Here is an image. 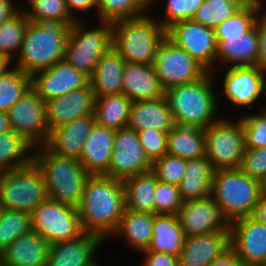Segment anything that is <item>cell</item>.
I'll list each match as a JSON object with an SVG mask.
<instances>
[{"label": "cell", "instance_id": "2e32d148", "mask_svg": "<svg viewBox=\"0 0 266 266\" xmlns=\"http://www.w3.org/2000/svg\"><path fill=\"white\" fill-rule=\"evenodd\" d=\"M90 77L75 69L65 59L31 75V88L43 101L65 95L89 85Z\"/></svg>", "mask_w": 266, "mask_h": 266}, {"label": "cell", "instance_id": "f1b7e54d", "mask_svg": "<svg viewBox=\"0 0 266 266\" xmlns=\"http://www.w3.org/2000/svg\"><path fill=\"white\" fill-rule=\"evenodd\" d=\"M215 169L207 156L186 160L184 178L178 185L183 201L201 199L212 194Z\"/></svg>", "mask_w": 266, "mask_h": 266}, {"label": "cell", "instance_id": "6f0895ef", "mask_svg": "<svg viewBox=\"0 0 266 266\" xmlns=\"http://www.w3.org/2000/svg\"><path fill=\"white\" fill-rule=\"evenodd\" d=\"M12 131L8 114L6 112L0 111V134Z\"/></svg>", "mask_w": 266, "mask_h": 266}, {"label": "cell", "instance_id": "3957f363", "mask_svg": "<svg viewBox=\"0 0 266 266\" xmlns=\"http://www.w3.org/2000/svg\"><path fill=\"white\" fill-rule=\"evenodd\" d=\"M32 154L43 174L48 199L78 208L89 176L80 161L58 156L45 145L34 147Z\"/></svg>", "mask_w": 266, "mask_h": 266}, {"label": "cell", "instance_id": "ffe728a7", "mask_svg": "<svg viewBox=\"0 0 266 266\" xmlns=\"http://www.w3.org/2000/svg\"><path fill=\"white\" fill-rule=\"evenodd\" d=\"M103 241L97 234L84 232L76 239L52 243L46 266H92L96 263L94 251Z\"/></svg>", "mask_w": 266, "mask_h": 266}, {"label": "cell", "instance_id": "d6986e66", "mask_svg": "<svg viewBox=\"0 0 266 266\" xmlns=\"http://www.w3.org/2000/svg\"><path fill=\"white\" fill-rule=\"evenodd\" d=\"M96 96L90 84L45 102L49 131L86 115H94Z\"/></svg>", "mask_w": 266, "mask_h": 266}, {"label": "cell", "instance_id": "7a4b0ae2", "mask_svg": "<svg viewBox=\"0 0 266 266\" xmlns=\"http://www.w3.org/2000/svg\"><path fill=\"white\" fill-rule=\"evenodd\" d=\"M69 29L65 21L57 19L30 21L15 67L32 75L64 60Z\"/></svg>", "mask_w": 266, "mask_h": 266}, {"label": "cell", "instance_id": "e575fe53", "mask_svg": "<svg viewBox=\"0 0 266 266\" xmlns=\"http://www.w3.org/2000/svg\"><path fill=\"white\" fill-rule=\"evenodd\" d=\"M33 149L30 143L14 131L0 134V173L29 164L33 160L30 152Z\"/></svg>", "mask_w": 266, "mask_h": 266}, {"label": "cell", "instance_id": "277c9868", "mask_svg": "<svg viewBox=\"0 0 266 266\" xmlns=\"http://www.w3.org/2000/svg\"><path fill=\"white\" fill-rule=\"evenodd\" d=\"M210 74L208 72L198 81L178 85L165 91L164 97L175 124L204 130L220 119L216 118L218 102L217 95L211 87L213 82Z\"/></svg>", "mask_w": 266, "mask_h": 266}, {"label": "cell", "instance_id": "603a6c76", "mask_svg": "<svg viewBox=\"0 0 266 266\" xmlns=\"http://www.w3.org/2000/svg\"><path fill=\"white\" fill-rule=\"evenodd\" d=\"M115 131L96 122L86 137L80 163L89 175L105 174L110 166Z\"/></svg>", "mask_w": 266, "mask_h": 266}, {"label": "cell", "instance_id": "91938a15", "mask_svg": "<svg viewBox=\"0 0 266 266\" xmlns=\"http://www.w3.org/2000/svg\"><path fill=\"white\" fill-rule=\"evenodd\" d=\"M92 266H99V264L96 262L95 264H93Z\"/></svg>", "mask_w": 266, "mask_h": 266}, {"label": "cell", "instance_id": "bcb514c9", "mask_svg": "<svg viewBox=\"0 0 266 266\" xmlns=\"http://www.w3.org/2000/svg\"><path fill=\"white\" fill-rule=\"evenodd\" d=\"M156 0H151V5ZM203 0H167L165 20H158V22L167 29L172 24L192 20L197 10L202 5Z\"/></svg>", "mask_w": 266, "mask_h": 266}, {"label": "cell", "instance_id": "83f0119b", "mask_svg": "<svg viewBox=\"0 0 266 266\" xmlns=\"http://www.w3.org/2000/svg\"><path fill=\"white\" fill-rule=\"evenodd\" d=\"M126 64L114 47L100 58L89 79L96 97L122 93V77Z\"/></svg>", "mask_w": 266, "mask_h": 266}, {"label": "cell", "instance_id": "7bdbcfd3", "mask_svg": "<svg viewBox=\"0 0 266 266\" xmlns=\"http://www.w3.org/2000/svg\"><path fill=\"white\" fill-rule=\"evenodd\" d=\"M186 160L179 156L165 154L152 163V171L157 180L163 183L179 185L184 178Z\"/></svg>", "mask_w": 266, "mask_h": 266}, {"label": "cell", "instance_id": "9c48e42d", "mask_svg": "<svg viewBox=\"0 0 266 266\" xmlns=\"http://www.w3.org/2000/svg\"><path fill=\"white\" fill-rule=\"evenodd\" d=\"M206 156L215 170L239 168L245 153V134L240 118H220L204 129Z\"/></svg>", "mask_w": 266, "mask_h": 266}, {"label": "cell", "instance_id": "816d5d0a", "mask_svg": "<svg viewBox=\"0 0 266 266\" xmlns=\"http://www.w3.org/2000/svg\"><path fill=\"white\" fill-rule=\"evenodd\" d=\"M209 266H246L243 260L237 255L236 251L230 246Z\"/></svg>", "mask_w": 266, "mask_h": 266}, {"label": "cell", "instance_id": "f5cc1de1", "mask_svg": "<svg viewBox=\"0 0 266 266\" xmlns=\"http://www.w3.org/2000/svg\"><path fill=\"white\" fill-rule=\"evenodd\" d=\"M66 5L70 15L74 17L76 20H81L73 16L75 10L86 12L89 9L92 10V8L94 7L97 8V0H66Z\"/></svg>", "mask_w": 266, "mask_h": 266}, {"label": "cell", "instance_id": "7402d4cb", "mask_svg": "<svg viewBox=\"0 0 266 266\" xmlns=\"http://www.w3.org/2000/svg\"><path fill=\"white\" fill-rule=\"evenodd\" d=\"M230 247V230L185 238L179 266H209Z\"/></svg>", "mask_w": 266, "mask_h": 266}, {"label": "cell", "instance_id": "ee69618b", "mask_svg": "<svg viewBox=\"0 0 266 266\" xmlns=\"http://www.w3.org/2000/svg\"><path fill=\"white\" fill-rule=\"evenodd\" d=\"M255 115L240 116L245 134V149L266 147V109Z\"/></svg>", "mask_w": 266, "mask_h": 266}, {"label": "cell", "instance_id": "f907efd6", "mask_svg": "<svg viewBox=\"0 0 266 266\" xmlns=\"http://www.w3.org/2000/svg\"><path fill=\"white\" fill-rule=\"evenodd\" d=\"M257 33L259 36V57L257 66L266 73V11L257 19Z\"/></svg>", "mask_w": 266, "mask_h": 266}, {"label": "cell", "instance_id": "c3c4849f", "mask_svg": "<svg viewBox=\"0 0 266 266\" xmlns=\"http://www.w3.org/2000/svg\"><path fill=\"white\" fill-rule=\"evenodd\" d=\"M239 169L245 175L262 183L266 178V147L245 149Z\"/></svg>", "mask_w": 266, "mask_h": 266}, {"label": "cell", "instance_id": "680465c9", "mask_svg": "<svg viewBox=\"0 0 266 266\" xmlns=\"http://www.w3.org/2000/svg\"><path fill=\"white\" fill-rule=\"evenodd\" d=\"M262 185V192L266 193V178L265 180L261 183Z\"/></svg>", "mask_w": 266, "mask_h": 266}, {"label": "cell", "instance_id": "30bf717a", "mask_svg": "<svg viewBox=\"0 0 266 266\" xmlns=\"http://www.w3.org/2000/svg\"><path fill=\"white\" fill-rule=\"evenodd\" d=\"M32 230L38 232L50 245L73 240L84 233L78 208L50 199L40 203L31 212Z\"/></svg>", "mask_w": 266, "mask_h": 266}, {"label": "cell", "instance_id": "52a82bcc", "mask_svg": "<svg viewBox=\"0 0 266 266\" xmlns=\"http://www.w3.org/2000/svg\"><path fill=\"white\" fill-rule=\"evenodd\" d=\"M82 23L76 20L70 26L65 60L90 77L100 58L113 48V28L111 22L102 21L100 27L90 29Z\"/></svg>", "mask_w": 266, "mask_h": 266}, {"label": "cell", "instance_id": "d6a6232c", "mask_svg": "<svg viewBox=\"0 0 266 266\" xmlns=\"http://www.w3.org/2000/svg\"><path fill=\"white\" fill-rule=\"evenodd\" d=\"M167 153L185 160L206 156L204 130L176 124L168 132Z\"/></svg>", "mask_w": 266, "mask_h": 266}, {"label": "cell", "instance_id": "db71d44e", "mask_svg": "<svg viewBox=\"0 0 266 266\" xmlns=\"http://www.w3.org/2000/svg\"><path fill=\"white\" fill-rule=\"evenodd\" d=\"M12 1L13 0H0V25L19 11Z\"/></svg>", "mask_w": 266, "mask_h": 266}, {"label": "cell", "instance_id": "44dd1931", "mask_svg": "<svg viewBox=\"0 0 266 266\" xmlns=\"http://www.w3.org/2000/svg\"><path fill=\"white\" fill-rule=\"evenodd\" d=\"M95 115H86L50 131L45 146L58 156L79 160Z\"/></svg>", "mask_w": 266, "mask_h": 266}, {"label": "cell", "instance_id": "d4e9b609", "mask_svg": "<svg viewBox=\"0 0 266 266\" xmlns=\"http://www.w3.org/2000/svg\"><path fill=\"white\" fill-rule=\"evenodd\" d=\"M216 61L230 64V67L257 66L259 57V36L257 22L241 36L216 37Z\"/></svg>", "mask_w": 266, "mask_h": 266}, {"label": "cell", "instance_id": "cb8c5ba5", "mask_svg": "<svg viewBox=\"0 0 266 266\" xmlns=\"http://www.w3.org/2000/svg\"><path fill=\"white\" fill-rule=\"evenodd\" d=\"M50 244L35 230L16 238L0 253L5 266H46Z\"/></svg>", "mask_w": 266, "mask_h": 266}, {"label": "cell", "instance_id": "5bb4252c", "mask_svg": "<svg viewBox=\"0 0 266 266\" xmlns=\"http://www.w3.org/2000/svg\"><path fill=\"white\" fill-rule=\"evenodd\" d=\"M151 170L152 162L145 154L138 132L128 127L116 130L111 163L104 175L124 181Z\"/></svg>", "mask_w": 266, "mask_h": 266}, {"label": "cell", "instance_id": "7dc6e473", "mask_svg": "<svg viewBox=\"0 0 266 266\" xmlns=\"http://www.w3.org/2000/svg\"><path fill=\"white\" fill-rule=\"evenodd\" d=\"M138 136L146 156L152 163L167 154L168 132L152 128L138 131Z\"/></svg>", "mask_w": 266, "mask_h": 266}, {"label": "cell", "instance_id": "ba28073f", "mask_svg": "<svg viewBox=\"0 0 266 266\" xmlns=\"http://www.w3.org/2000/svg\"><path fill=\"white\" fill-rule=\"evenodd\" d=\"M47 199L43 174L33 160L21 168L0 173V209L31 213Z\"/></svg>", "mask_w": 266, "mask_h": 266}, {"label": "cell", "instance_id": "f6af8a7d", "mask_svg": "<svg viewBox=\"0 0 266 266\" xmlns=\"http://www.w3.org/2000/svg\"><path fill=\"white\" fill-rule=\"evenodd\" d=\"M155 214H178L183 205L178 185L157 180L154 193Z\"/></svg>", "mask_w": 266, "mask_h": 266}, {"label": "cell", "instance_id": "4dcf8cb0", "mask_svg": "<svg viewBox=\"0 0 266 266\" xmlns=\"http://www.w3.org/2000/svg\"><path fill=\"white\" fill-rule=\"evenodd\" d=\"M154 215L125 209L119 226L112 235H122L131 247L145 251L152 240Z\"/></svg>", "mask_w": 266, "mask_h": 266}, {"label": "cell", "instance_id": "4fadbf2b", "mask_svg": "<svg viewBox=\"0 0 266 266\" xmlns=\"http://www.w3.org/2000/svg\"><path fill=\"white\" fill-rule=\"evenodd\" d=\"M166 37L184 49L193 59L211 72L216 61L217 41L215 30L193 20L172 24L166 29Z\"/></svg>", "mask_w": 266, "mask_h": 266}, {"label": "cell", "instance_id": "ab89813d", "mask_svg": "<svg viewBox=\"0 0 266 266\" xmlns=\"http://www.w3.org/2000/svg\"><path fill=\"white\" fill-rule=\"evenodd\" d=\"M19 9L13 17L0 25V53L12 60L17 57L16 50L19 52L21 49L26 28L30 22L24 9L23 11Z\"/></svg>", "mask_w": 266, "mask_h": 266}, {"label": "cell", "instance_id": "f35d334b", "mask_svg": "<svg viewBox=\"0 0 266 266\" xmlns=\"http://www.w3.org/2000/svg\"><path fill=\"white\" fill-rule=\"evenodd\" d=\"M32 230L31 213L15 209L0 210V253L16 238Z\"/></svg>", "mask_w": 266, "mask_h": 266}, {"label": "cell", "instance_id": "1f68e13d", "mask_svg": "<svg viewBox=\"0 0 266 266\" xmlns=\"http://www.w3.org/2000/svg\"><path fill=\"white\" fill-rule=\"evenodd\" d=\"M123 183L126 209L155 214L154 193L157 177L152 170L131 176Z\"/></svg>", "mask_w": 266, "mask_h": 266}, {"label": "cell", "instance_id": "9a60e30c", "mask_svg": "<svg viewBox=\"0 0 266 266\" xmlns=\"http://www.w3.org/2000/svg\"><path fill=\"white\" fill-rule=\"evenodd\" d=\"M177 215L185 238L230 230V223L212 195L184 201Z\"/></svg>", "mask_w": 266, "mask_h": 266}, {"label": "cell", "instance_id": "e0dca14e", "mask_svg": "<svg viewBox=\"0 0 266 266\" xmlns=\"http://www.w3.org/2000/svg\"><path fill=\"white\" fill-rule=\"evenodd\" d=\"M230 246L246 266L266 264V225L252 216L230 223Z\"/></svg>", "mask_w": 266, "mask_h": 266}, {"label": "cell", "instance_id": "681fc988", "mask_svg": "<svg viewBox=\"0 0 266 266\" xmlns=\"http://www.w3.org/2000/svg\"><path fill=\"white\" fill-rule=\"evenodd\" d=\"M145 255L143 266H179V258L164 252L142 251Z\"/></svg>", "mask_w": 266, "mask_h": 266}, {"label": "cell", "instance_id": "d590c367", "mask_svg": "<svg viewBox=\"0 0 266 266\" xmlns=\"http://www.w3.org/2000/svg\"><path fill=\"white\" fill-rule=\"evenodd\" d=\"M263 1L264 0H250L239 11L227 18L225 21L221 22L214 29L215 36H241L243 33L250 30L257 22L260 10L262 11Z\"/></svg>", "mask_w": 266, "mask_h": 266}, {"label": "cell", "instance_id": "8992f818", "mask_svg": "<svg viewBox=\"0 0 266 266\" xmlns=\"http://www.w3.org/2000/svg\"><path fill=\"white\" fill-rule=\"evenodd\" d=\"M261 193V183L239 168L217 169L214 172L211 195L229 223L251 216Z\"/></svg>", "mask_w": 266, "mask_h": 266}, {"label": "cell", "instance_id": "6da1fadb", "mask_svg": "<svg viewBox=\"0 0 266 266\" xmlns=\"http://www.w3.org/2000/svg\"><path fill=\"white\" fill-rule=\"evenodd\" d=\"M126 209L124 183L110 176L89 175L78 206L84 232L107 236L117 230Z\"/></svg>", "mask_w": 266, "mask_h": 266}, {"label": "cell", "instance_id": "9f6ffc18", "mask_svg": "<svg viewBox=\"0 0 266 266\" xmlns=\"http://www.w3.org/2000/svg\"><path fill=\"white\" fill-rule=\"evenodd\" d=\"M11 62L12 59L10 57L0 53V75L6 74L11 70Z\"/></svg>", "mask_w": 266, "mask_h": 266}, {"label": "cell", "instance_id": "4316f807", "mask_svg": "<svg viewBox=\"0 0 266 266\" xmlns=\"http://www.w3.org/2000/svg\"><path fill=\"white\" fill-rule=\"evenodd\" d=\"M175 121L165 97L132 102L127 127L136 132L156 129L169 132Z\"/></svg>", "mask_w": 266, "mask_h": 266}, {"label": "cell", "instance_id": "7c38bea8", "mask_svg": "<svg viewBox=\"0 0 266 266\" xmlns=\"http://www.w3.org/2000/svg\"><path fill=\"white\" fill-rule=\"evenodd\" d=\"M11 130L33 147L46 144L50 131L45 101L30 87L7 112Z\"/></svg>", "mask_w": 266, "mask_h": 266}, {"label": "cell", "instance_id": "836d02e7", "mask_svg": "<svg viewBox=\"0 0 266 266\" xmlns=\"http://www.w3.org/2000/svg\"><path fill=\"white\" fill-rule=\"evenodd\" d=\"M132 102L123 93L96 97L95 122L114 131L127 127Z\"/></svg>", "mask_w": 266, "mask_h": 266}, {"label": "cell", "instance_id": "f546056e", "mask_svg": "<svg viewBox=\"0 0 266 266\" xmlns=\"http://www.w3.org/2000/svg\"><path fill=\"white\" fill-rule=\"evenodd\" d=\"M185 234L177 214H155L153 236L145 251L164 252L179 257Z\"/></svg>", "mask_w": 266, "mask_h": 266}, {"label": "cell", "instance_id": "11a10c76", "mask_svg": "<svg viewBox=\"0 0 266 266\" xmlns=\"http://www.w3.org/2000/svg\"><path fill=\"white\" fill-rule=\"evenodd\" d=\"M257 221L266 225V193L262 192L257 205L251 215Z\"/></svg>", "mask_w": 266, "mask_h": 266}, {"label": "cell", "instance_id": "8fae6325", "mask_svg": "<svg viewBox=\"0 0 266 266\" xmlns=\"http://www.w3.org/2000/svg\"><path fill=\"white\" fill-rule=\"evenodd\" d=\"M153 66L165 91L198 81L208 73L200 63L167 37L157 48Z\"/></svg>", "mask_w": 266, "mask_h": 266}, {"label": "cell", "instance_id": "b9f144b4", "mask_svg": "<svg viewBox=\"0 0 266 266\" xmlns=\"http://www.w3.org/2000/svg\"><path fill=\"white\" fill-rule=\"evenodd\" d=\"M31 10L24 9L29 21L57 19L71 26L76 19L67 9L66 0H28Z\"/></svg>", "mask_w": 266, "mask_h": 266}, {"label": "cell", "instance_id": "ac0fdd59", "mask_svg": "<svg viewBox=\"0 0 266 266\" xmlns=\"http://www.w3.org/2000/svg\"><path fill=\"white\" fill-rule=\"evenodd\" d=\"M223 92L234 105L251 106L266 93V73L259 66L230 67L223 79Z\"/></svg>", "mask_w": 266, "mask_h": 266}, {"label": "cell", "instance_id": "484cf974", "mask_svg": "<svg viewBox=\"0 0 266 266\" xmlns=\"http://www.w3.org/2000/svg\"><path fill=\"white\" fill-rule=\"evenodd\" d=\"M122 93L135 102L163 97L165 89L153 64L127 63L122 77Z\"/></svg>", "mask_w": 266, "mask_h": 266}, {"label": "cell", "instance_id": "5b68a950", "mask_svg": "<svg viewBox=\"0 0 266 266\" xmlns=\"http://www.w3.org/2000/svg\"><path fill=\"white\" fill-rule=\"evenodd\" d=\"M113 47L127 63L153 64L166 29L148 15L112 23Z\"/></svg>", "mask_w": 266, "mask_h": 266}, {"label": "cell", "instance_id": "8d00e7d4", "mask_svg": "<svg viewBox=\"0 0 266 266\" xmlns=\"http://www.w3.org/2000/svg\"><path fill=\"white\" fill-rule=\"evenodd\" d=\"M151 0H97L99 22H115L146 15ZM145 11V12H144Z\"/></svg>", "mask_w": 266, "mask_h": 266}, {"label": "cell", "instance_id": "74e56055", "mask_svg": "<svg viewBox=\"0 0 266 266\" xmlns=\"http://www.w3.org/2000/svg\"><path fill=\"white\" fill-rule=\"evenodd\" d=\"M250 0H203L193 21L215 29L221 22L239 11Z\"/></svg>", "mask_w": 266, "mask_h": 266}, {"label": "cell", "instance_id": "60d3db41", "mask_svg": "<svg viewBox=\"0 0 266 266\" xmlns=\"http://www.w3.org/2000/svg\"><path fill=\"white\" fill-rule=\"evenodd\" d=\"M30 87L31 75L15 66L0 75V111L7 113Z\"/></svg>", "mask_w": 266, "mask_h": 266}]
</instances>
